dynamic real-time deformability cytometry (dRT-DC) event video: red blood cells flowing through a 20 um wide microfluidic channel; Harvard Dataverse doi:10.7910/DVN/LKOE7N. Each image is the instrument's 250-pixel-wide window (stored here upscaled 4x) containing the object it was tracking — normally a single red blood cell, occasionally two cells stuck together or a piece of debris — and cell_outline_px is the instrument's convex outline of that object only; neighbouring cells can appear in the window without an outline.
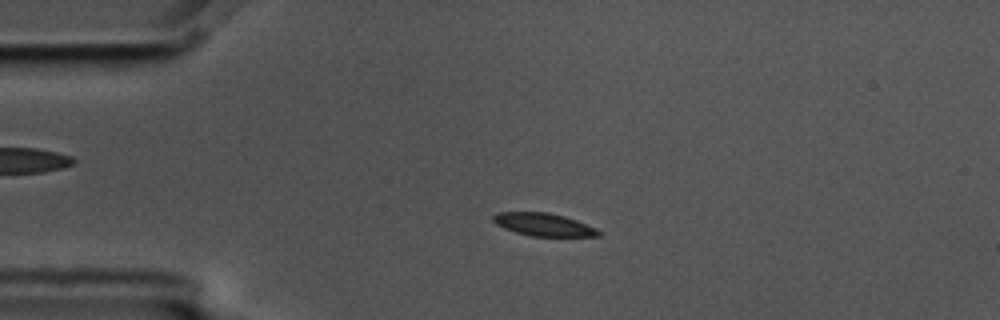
{"species": "common noctule bat (a hibernating species)", "species_latin": "Nyctalus noctula", "temperature_condition": "cold", "stored_images_in_passage": 57, "camera_frame_rate_fps": 3000, "um_per_image_px": 0.085, "animal": {"sex": "male", "body_mass_g": 17.5, "forearm_length_mm": 52.3}, "frame": {"image": 1, "passage_image": 13, "time_ms": 4.0, "image_size_px": [1000, 320], "cell_outline_px": [[600, 236], [532, 236], [516, 232], [504, 228], [496, 224], [492, 220], [492, 216], [496, 212], [548, 212], [564, 216], [576, 220], [596, 228], [600, 232]], "centroid_in_image_um": [46.18, 19.08], "position_along_channel_um": 38.8, "area_um2": 13.93}}
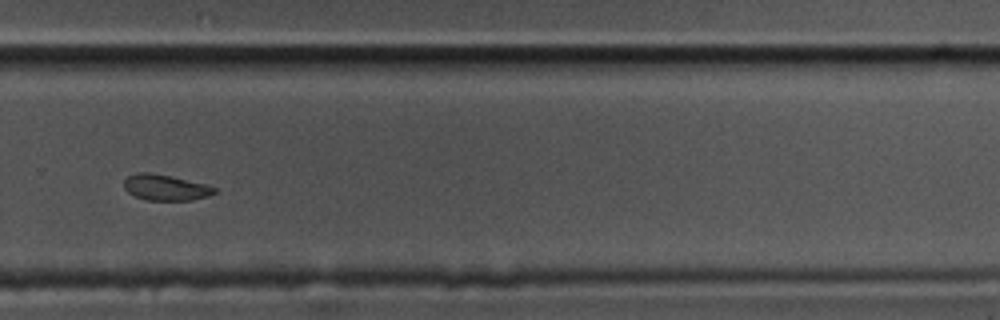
{"frame": {"image": 2, "passage_image": 39, "time_ms": 12.667, "image_size_px": [1000, 320], "cell_outline_px": [[216, 192], [208, 196], [192, 200], [144, 200], [128, 192], [124, 188], [124, 180], [128, 176], [136, 172], [148, 172], [168, 176], [204, 184], [216, 188]], "centroid_in_image_um": [14.03, 15.94], "position_along_channel_um": 315.8, "area_um2": 13.41}}
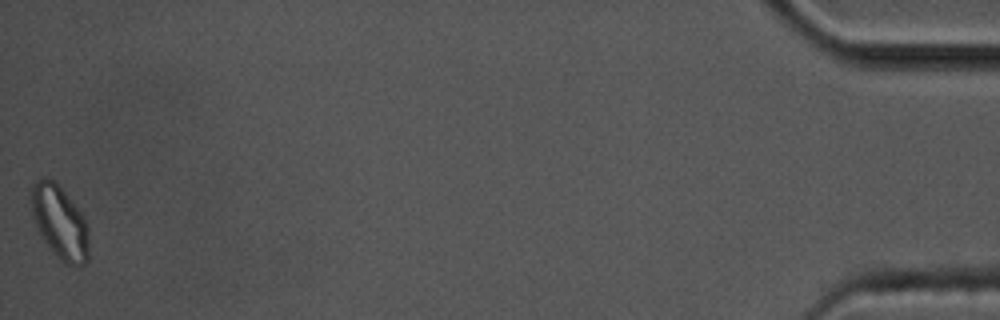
{"frame": {"image": 3, "passage_image": 57, "time_ms": 18.667, "image_size_px": [1000, 320], "cell_outline_px": [[88, 260], [84, 264], [64, 264], [60, 260], [44, 240], [36, 228], [32, 216], [32, 184], [40, 176], [44, 176], [52, 180], [72, 200], [84, 216], [88, 224]], "centroid_in_image_um": [5.08, 18.88], "position_along_channel_um": 430.1, "area_um2": 24.51}, "authors_computed_cell_mechanics": {"area_um2": 14.6234, "velocity_mm_per_s": 3.5314, "shape_relaxation_time_tau1_ms": 2.0886, "shape_relaxation_time_tau2_ms": 3.8938, "deformation_change_tau1": 0.0958, "deformation_change_tau2": 0.0827}}